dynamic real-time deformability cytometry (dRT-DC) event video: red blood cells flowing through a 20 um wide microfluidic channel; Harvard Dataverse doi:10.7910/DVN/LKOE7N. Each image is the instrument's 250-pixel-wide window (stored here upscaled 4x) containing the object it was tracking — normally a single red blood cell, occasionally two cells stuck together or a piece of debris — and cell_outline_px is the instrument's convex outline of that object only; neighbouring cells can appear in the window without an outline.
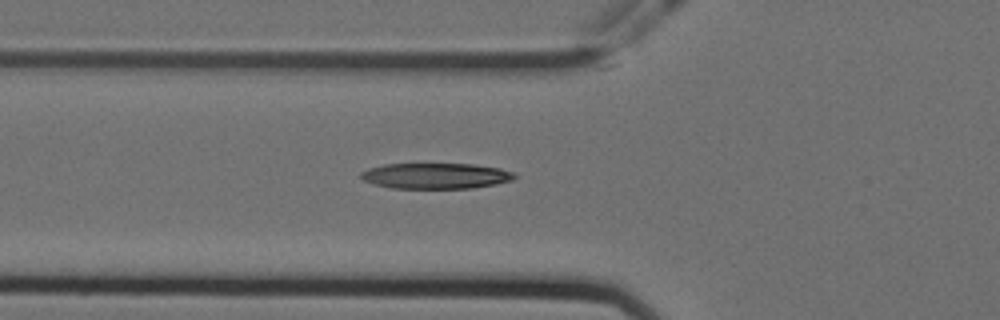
{"species": "Egyptian fruit bat (a non-hibernating species)", "species_latin": "Rousettus aegyptiacus", "temperature_condition": "cold", "stored_images_in_passage": 36, "camera_frame_rate_fps": 3000, "um_per_image_px": 0.085, "animal": {"sex": "female"}, "frame": {"image": 1, "passage_image": 5, "time_ms": 1.333, "image_size_px": [1000, 320], "cell_outline_px": [[516, 176], [512, 180], [496, 184], [472, 188], [392, 188], [376, 184], [364, 180], [360, 176], [360, 172], [368, 168], [384, 164], [472, 164], [500, 168], [516, 172]], "centroid_in_image_um": [37.07, 14.94], "position_along_channel_um": 88.7, "area_um2": 23.0}}
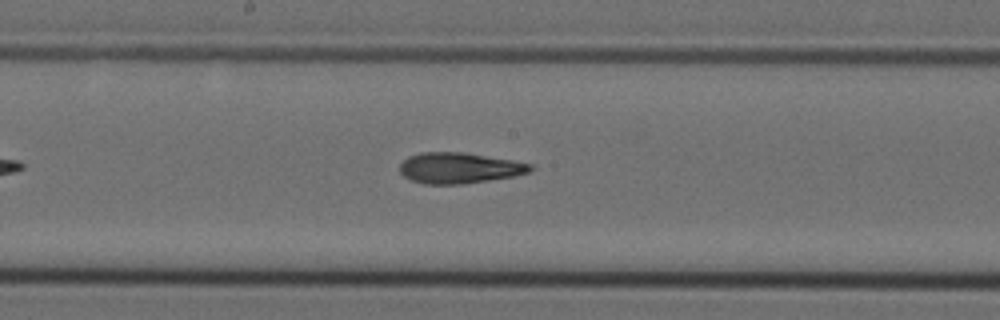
{"frame": {"image": 2, "passage_image": 15, "time_ms": 4.667, "image_size_px": [1000, 320], "cell_outline_px": [[536, 168], [532, 172], [512, 176], [488, 180], [460, 184], [424, 184], [412, 180], [404, 176], [400, 172], [400, 164], [408, 156], [420, 152], [464, 152], [532, 164]], "centroid_in_image_um": [39.04, 14.27], "position_along_channel_um": 209.2, "area_um2": 23.35}}
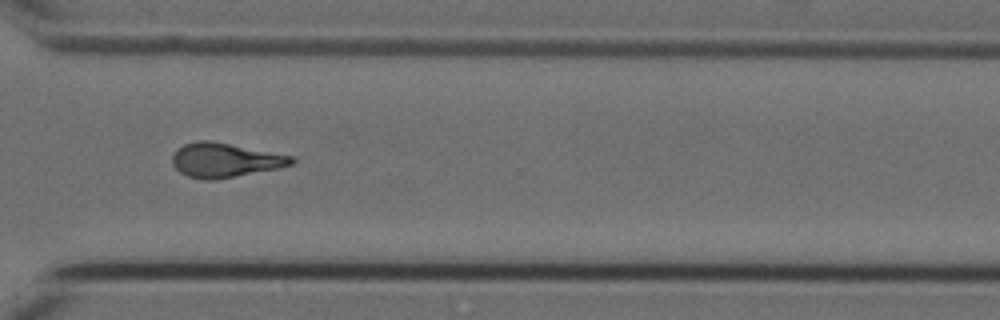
{"frame": {"image": 3, "passage_image": 27, "time_ms": 8.667, "image_size_px": [1000, 320], "cell_outline_px": [[296, 164], [280, 168], [216, 180], [204, 180], [188, 176], [180, 172], [172, 164], [172, 156], [176, 148], [184, 144], [196, 140], [212, 140], [296, 156]], "centroid_in_image_um": [19.17, 13.6], "position_along_channel_um": 351.4, "area_um2": 24.45}}